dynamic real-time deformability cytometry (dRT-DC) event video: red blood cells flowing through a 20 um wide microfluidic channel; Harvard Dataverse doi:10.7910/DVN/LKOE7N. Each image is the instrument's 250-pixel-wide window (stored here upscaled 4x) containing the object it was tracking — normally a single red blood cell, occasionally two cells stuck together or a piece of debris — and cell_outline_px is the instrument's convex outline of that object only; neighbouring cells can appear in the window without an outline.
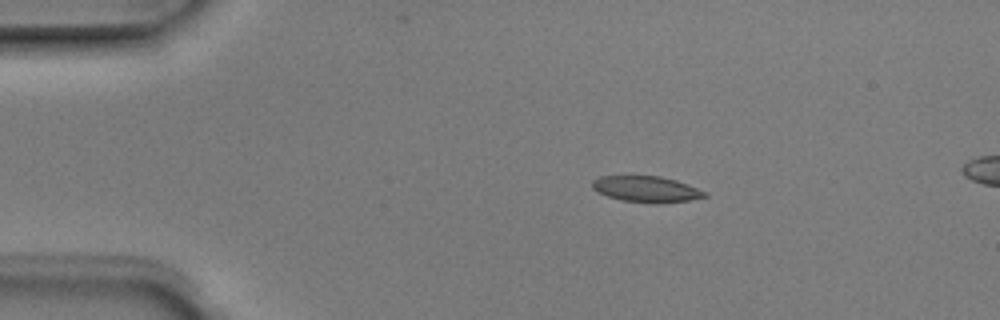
{"species": "Egyptian fruit bat (a non-hibernating species)", "species_latin": "Rousettus aegyptiacus", "temperature_condition": "room temperature", "stored_images_in_passage": 3, "camera_frame_rate_fps": 3000, "um_per_image_px": 0.085, "animal": {"sex": "male"}, "frame": {"image": 1, "passage_image": 1, "time_ms": 0.0, "image_size_px": [1000, 320], "cell_outline_px": [[708, 196], [688, 200], [620, 200], [608, 196], [592, 188], [592, 180], [600, 176], [660, 176], [676, 180], [688, 184], [708, 192]], "centroid_in_image_um": [54.93, 16.01], "position_along_channel_um": 30.1, "area_um2": 16.13}}